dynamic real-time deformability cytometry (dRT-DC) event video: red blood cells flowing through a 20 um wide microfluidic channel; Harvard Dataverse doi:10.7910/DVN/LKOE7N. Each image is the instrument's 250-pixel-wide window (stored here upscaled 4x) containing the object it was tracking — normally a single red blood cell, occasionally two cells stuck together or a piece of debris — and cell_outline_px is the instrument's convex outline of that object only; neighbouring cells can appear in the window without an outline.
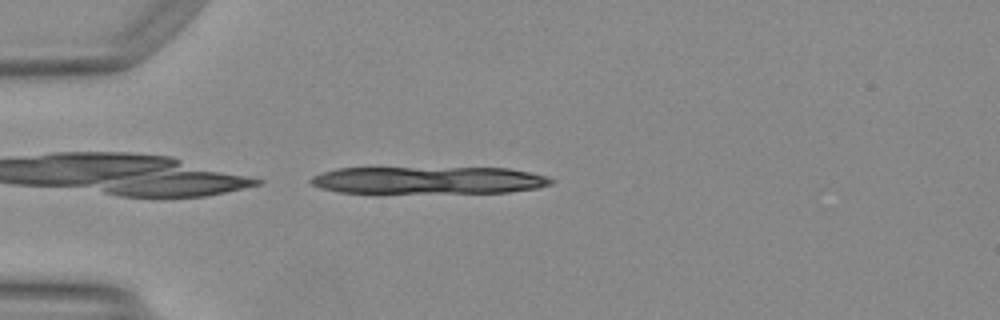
{"species": "Egyptian fruit bat (a non-hibernating species)", "species_latin": "Rousettus aegyptiacus", "temperature_condition": "warm", "stored_images_in_passage": 12, "camera_frame_rate_fps": 3000, "um_per_image_px": 0.085, "animal": {"sex": "female"}, "frame": {"image": 1, "passage_image": 12, "time_ms": 3.667, "image_size_px": [1000, 320], "cell_outline_px": [[556, 180], [552, 184], [536, 188], [508, 192], [340, 192], [320, 188], [312, 184], [308, 180], [312, 176], [320, 172], [336, 168], [508, 168], [548, 176]], "centroid_in_image_um": [36.42, 15.3], "position_along_channel_um": 48.6, "area_um2": 38.09}}